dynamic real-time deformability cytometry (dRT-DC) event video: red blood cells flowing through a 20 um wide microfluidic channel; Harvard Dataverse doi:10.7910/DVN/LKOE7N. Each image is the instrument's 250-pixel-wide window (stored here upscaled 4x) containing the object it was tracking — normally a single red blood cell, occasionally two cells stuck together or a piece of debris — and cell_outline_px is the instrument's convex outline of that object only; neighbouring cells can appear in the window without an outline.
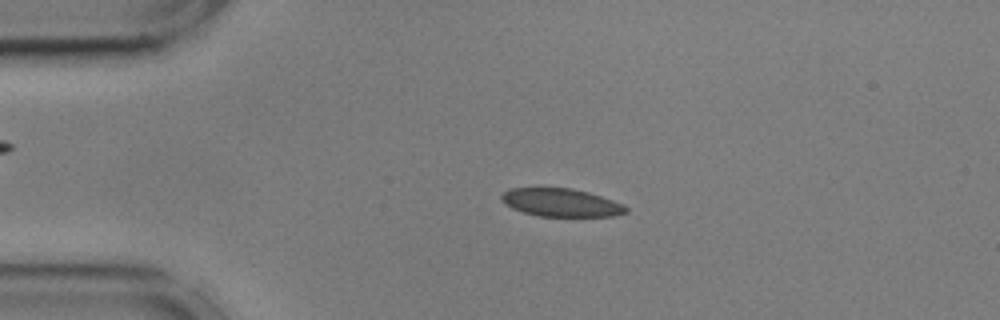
{"species": "common noctule bat (a hibernating species)", "species_latin": "Nyctalus noctula", "temperature_condition": "cold", "stored_images_in_passage": 54, "camera_frame_rate_fps": 3000, "um_per_image_px": 0.085, "animal": {"sex": "male", "body_mass_g": 17.9, "forearm_length_mm": 54.2}, "frame": {"image": 1, "passage_image": 11, "time_ms": 3.333, "image_size_px": [1000, 320], "cell_outline_px": [[628, 212], [612, 216], [540, 216], [524, 212], [512, 208], [504, 204], [500, 200], [500, 196], [504, 192], [512, 188], [572, 188], [588, 192], [624, 204], [628, 208]], "centroid_in_image_um": [47.68, 17.22], "position_along_channel_um": 37.3, "area_um2": 20.29}}
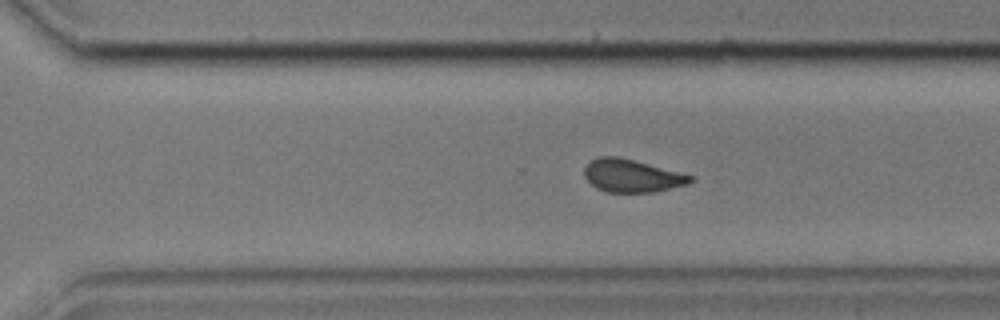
{"frame": {"image": 2, "passage_image": 37, "time_ms": 12.0, "image_size_px": [1000, 320], "cell_outline_px": [[692, 180], [688, 184], [656, 192], [604, 192], [596, 188], [584, 176], [584, 168], [592, 160], [600, 156], [616, 156], [680, 172], [692, 176]], "centroid_in_image_um": [53.69, 14.95], "position_along_channel_um": 316.9, "area_um2": 20.06}}
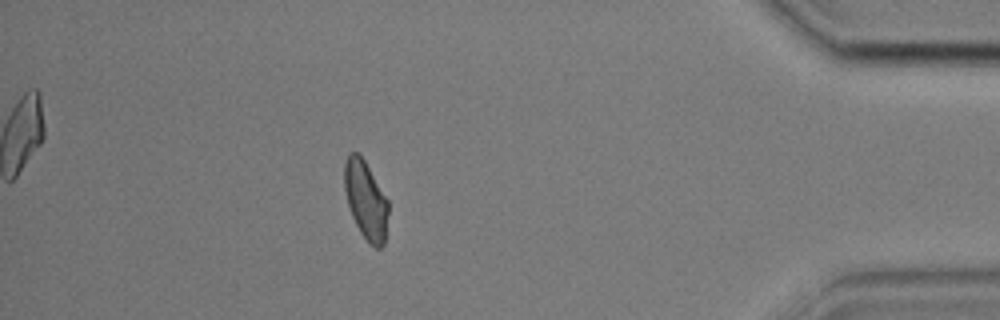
{"frame": {"image": 3, "passage_image": 48, "time_ms": 15.667, "image_size_px": [1000, 320], "cell_outline_px": [[388, 212], [384, 244], [380, 248], [376, 248], [368, 244], [360, 232], [352, 216], [348, 204], [344, 188], [344, 160], [348, 152], [356, 152], [364, 160], [388, 200]], "centroid_in_image_um": [31.07, 17.01], "position_along_channel_um": 404.1, "area_um2": 20.0}, "authors_computed_cell_mechanics": {"area_um2": 21.2704, "velocity_mm_per_s": 3.5917, "shape_relaxation_time_tau1_ms": 5.4288, "shape_relaxation_time_tau2_ms": 1.4013, "deformation_change_tau1": 0.1171, "deformation_change_tau2": 0.0615}}